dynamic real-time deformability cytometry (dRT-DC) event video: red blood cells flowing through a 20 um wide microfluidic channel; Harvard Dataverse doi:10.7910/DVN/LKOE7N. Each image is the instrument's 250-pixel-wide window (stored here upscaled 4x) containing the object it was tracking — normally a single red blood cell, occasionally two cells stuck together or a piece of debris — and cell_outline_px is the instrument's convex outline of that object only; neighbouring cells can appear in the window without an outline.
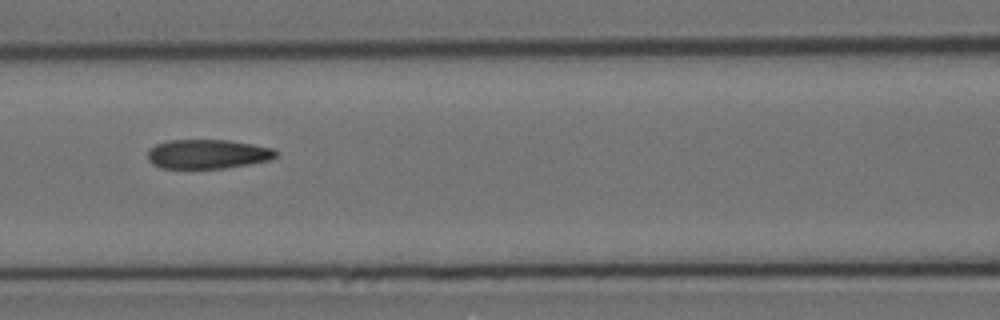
{"species": "Egyptian fruit bat (a non-hibernating species)", "species_latin": "Rousettus aegyptiacus", "temperature_condition": "cold", "stored_images_in_passage": 9, "camera_frame_rate_fps": 3000, "um_per_image_px": 0.085, "animal": {"sex": "female"}, "frame": {"image": 1, "passage_image": 8, "time_ms": 8.667, "image_size_px": [1000, 320], "cell_outline_px": [[276, 156], [268, 160], [248, 164], [224, 168], [160, 168], [152, 164], [148, 160], [148, 148], [156, 144], [168, 140], [228, 140], [276, 148]], "centroid_in_image_um": [17.61, 13.09], "position_along_channel_um": 149.0, "area_um2": 21.91}}
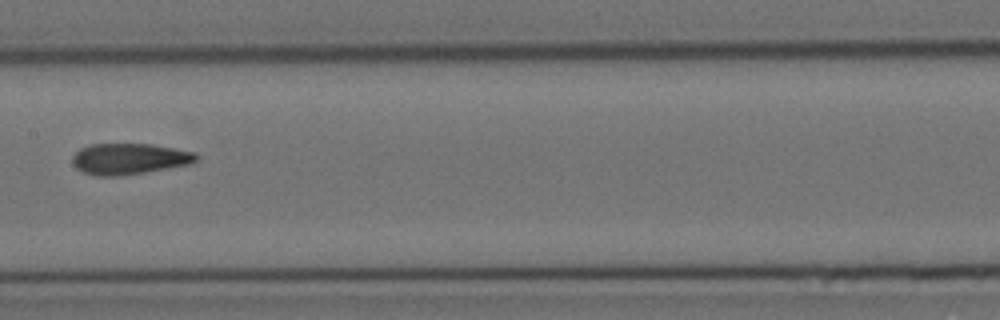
{"frame": {"image": 2, "passage_image": 9, "time_ms": 10.0, "image_size_px": [1000, 320], "cell_outline_px": [[200, 156], [196, 160], [188, 164], [144, 172], [120, 176], [96, 176], [80, 172], [72, 164], [72, 156], [80, 148], [88, 144], [152, 144], [196, 152]], "centroid_in_image_um": [10.94, 13.5], "position_along_channel_um": 196.5, "area_um2": 22.54}}